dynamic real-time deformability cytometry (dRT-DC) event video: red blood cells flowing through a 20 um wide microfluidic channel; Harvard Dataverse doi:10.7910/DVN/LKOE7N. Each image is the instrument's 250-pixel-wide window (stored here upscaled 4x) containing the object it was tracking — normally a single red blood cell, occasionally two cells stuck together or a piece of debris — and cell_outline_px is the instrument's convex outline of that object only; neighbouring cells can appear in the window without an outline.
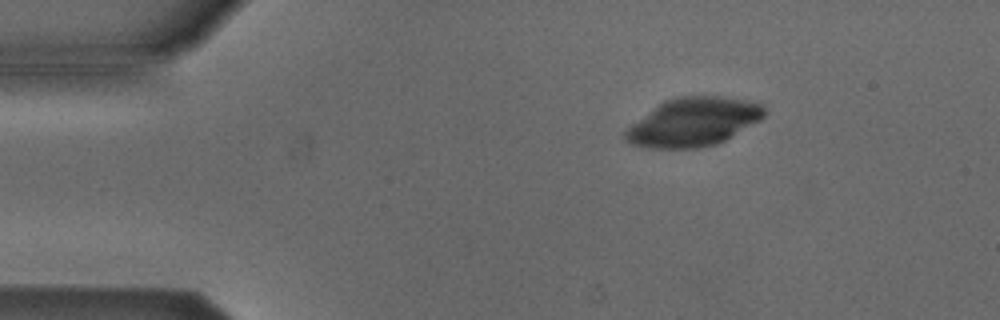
{"species": "Egyptian fruit bat (a non-hibernating species)", "species_latin": "Rousettus aegyptiacus", "temperature_condition": "cold", "stored_images_in_passage": 2, "camera_frame_rate_fps": 3000, "um_per_image_px": 0.085, "animal": {"sex": "male"}, "frame": {"image": 1, "passage_image": 1, "time_ms": 0.0, "image_size_px": [1000, 320], "cell_outline_px": [[768, 112], [760, 120], [724, 140], [716, 144], [696, 148], [648, 148], [632, 144], [624, 140], [624, 132], [632, 124], [664, 100], [676, 96], [720, 96], [744, 100], [760, 104]], "centroid_in_image_um": [58.92, 10.37], "position_along_channel_um": 26.1, "area_um2": 38.9}}